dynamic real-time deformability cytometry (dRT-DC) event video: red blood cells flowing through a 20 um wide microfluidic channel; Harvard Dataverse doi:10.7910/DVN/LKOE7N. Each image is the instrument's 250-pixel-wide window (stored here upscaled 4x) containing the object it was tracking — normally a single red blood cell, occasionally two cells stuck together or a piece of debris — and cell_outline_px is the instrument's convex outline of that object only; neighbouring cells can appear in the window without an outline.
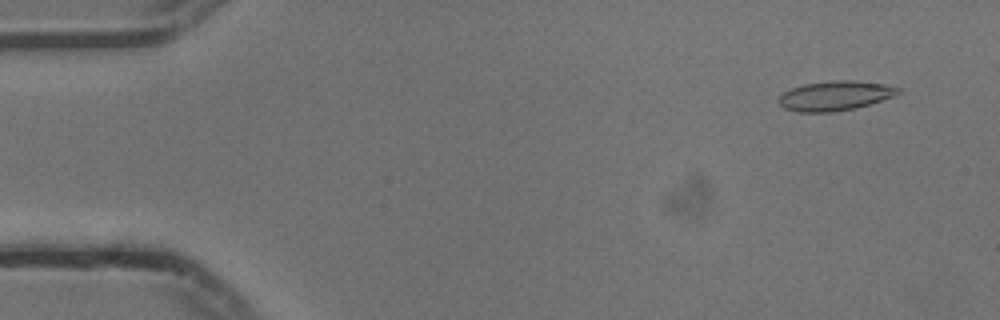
{"species": "common noctule bat (a hibernating species)", "species_latin": "Nyctalus noctula", "temperature_condition": "cold", "stored_images_in_passage": 52, "camera_frame_rate_fps": 3000, "um_per_image_px": 0.085, "animal": {"sex": "male", "body_mass_g": 13.3}, "frame": {"image": 1, "passage_image": 4, "time_ms": 1.0, "image_size_px": [1000, 320], "cell_outline_px": [[900, 92], [892, 96], [856, 108], [832, 112], [800, 112], [784, 108], [776, 100], [784, 92], [792, 88], [804, 84], [832, 80], [852, 80], [884, 84], [900, 88]], "centroid_in_image_um": [70.94, 8.13], "position_along_channel_um": 14.1, "area_um2": 20.4}}
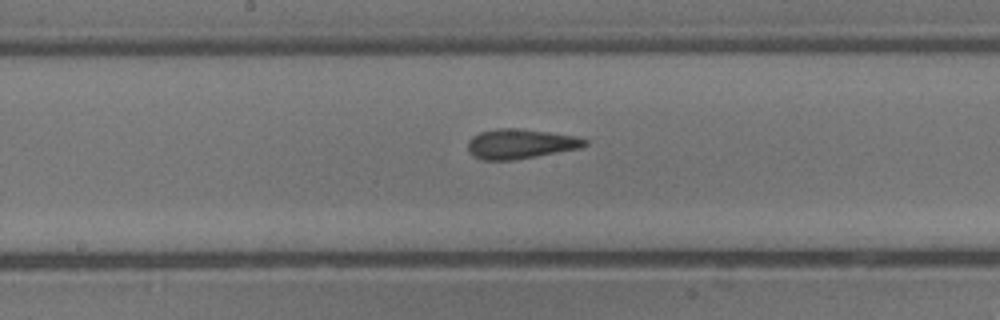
{"frame": {"image": 2, "passage_image": 28, "time_ms": 9.0, "image_size_px": [1000, 320], "cell_outline_px": [[588, 144], [580, 148], [516, 160], [484, 160], [472, 156], [468, 152], [468, 140], [472, 136], [480, 132], [496, 128], [512, 128], [548, 132], [572, 136], [588, 140]], "centroid_in_image_um": [44.18, 12.24], "position_along_channel_um": 204.0, "area_um2": 20.23}}
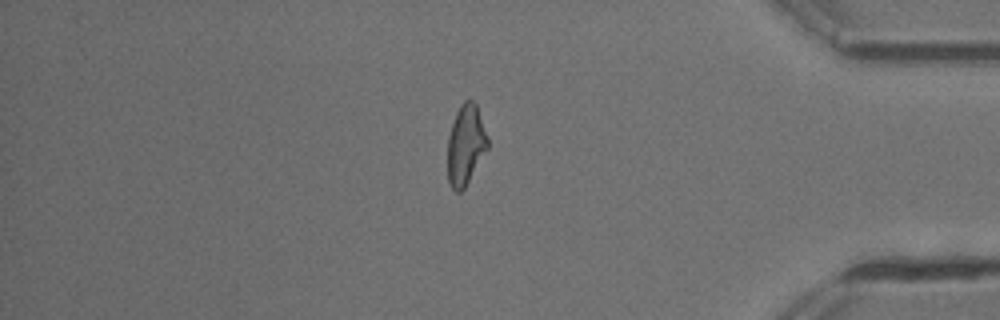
{"frame": {"image": 3, "passage_image": 46, "time_ms": 15.0, "image_size_px": [1000, 320], "cell_outline_px": [[488, 148], [464, 188], [460, 192], [456, 192], [452, 188], [448, 180], [448, 136], [456, 112], [460, 104], [464, 100], [472, 100], [476, 104], [488, 136]], "centroid_in_image_um": [39.58, 12.29], "position_along_channel_um": 395.6, "area_um2": 18.61}}